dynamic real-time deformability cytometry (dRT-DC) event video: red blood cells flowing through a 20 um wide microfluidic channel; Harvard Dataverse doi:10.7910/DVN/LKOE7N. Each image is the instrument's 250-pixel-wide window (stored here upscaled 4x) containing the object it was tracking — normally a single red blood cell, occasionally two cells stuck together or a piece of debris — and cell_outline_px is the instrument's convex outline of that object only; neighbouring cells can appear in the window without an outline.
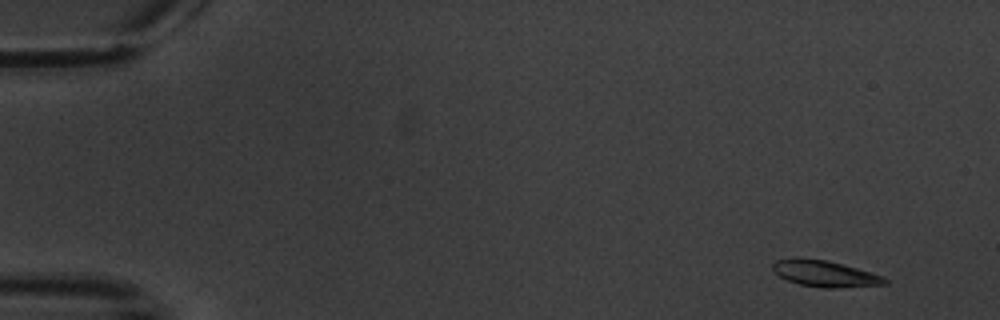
{"species": "common noctule bat (a hibernating species)", "species_latin": "Nyctalus noctula", "temperature_condition": "warm", "stored_images_in_passage": 5, "camera_frame_rate_fps": 3000, "um_per_image_px": 0.085, "animal": {"sex": "male", "body_mass_g": 20.1, "forearm_length_mm": 53.5}, "frame": {"image": 1, "passage_image": 1, "time_ms": 0.0, "image_size_px": [1000, 320], "cell_outline_px": [[888, 284], [840, 288], [824, 288], [800, 284], [788, 280], [780, 276], [772, 268], [772, 264], [776, 260], [800, 256], [824, 260], [856, 268], [884, 276], [888, 280]], "centroid_in_image_um": [70.12, 23.25], "position_along_channel_um": 14.9, "area_um2": 17.17}}
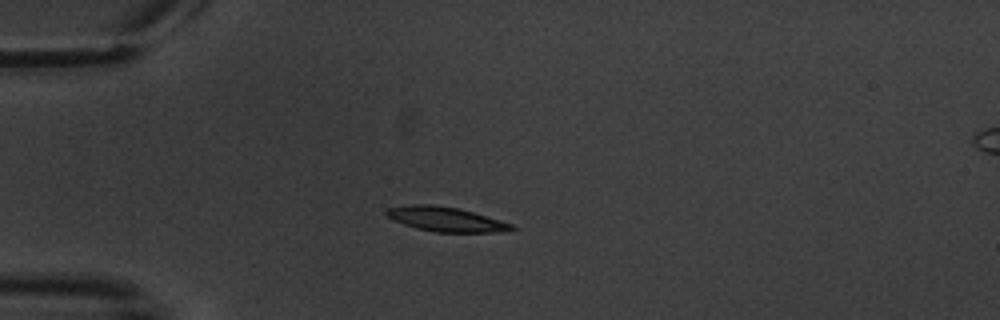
{"frame": {"image": 2, "passage_image": 4, "time_ms": 4.0, "image_size_px": [1000, 320], "cell_outline_px": [[516, 228], [512, 232], [436, 232], [416, 228], [404, 224], [388, 216], [384, 212], [388, 208], [412, 204], [428, 204], [460, 208], [500, 220], [512, 224]], "centroid_in_image_um": [37.96, 18.64], "position_along_channel_um": 47.0, "area_um2": 17.86}}